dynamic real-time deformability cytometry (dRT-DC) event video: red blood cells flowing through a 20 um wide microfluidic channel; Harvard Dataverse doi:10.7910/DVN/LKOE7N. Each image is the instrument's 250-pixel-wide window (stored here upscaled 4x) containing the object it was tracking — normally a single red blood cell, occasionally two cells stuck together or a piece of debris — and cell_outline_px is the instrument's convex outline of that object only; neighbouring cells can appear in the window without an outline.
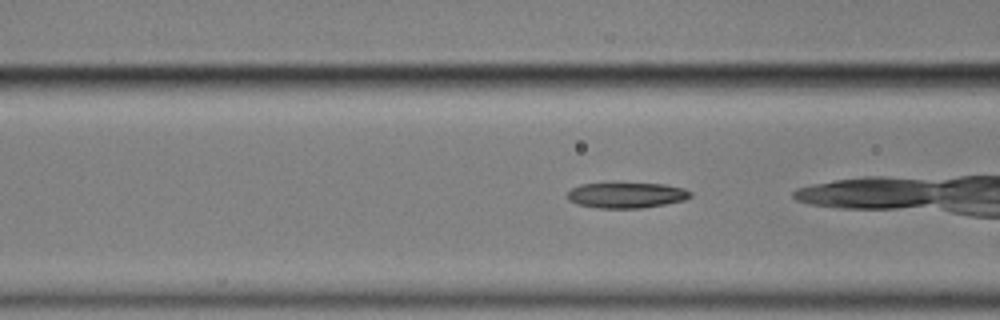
{"species": "common noctule bat (a hibernating species)", "species_latin": "Nyctalus noctula", "temperature_condition": "cold", "stored_images_in_passage": 36, "camera_frame_rate_fps": 3000, "um_per_image_px": 0.085, "animal": {"sex": "male", "body_mass_g": 17.9}, "frame": {"image": 1, "passage_image": 11, "time_ms": 3.333, "image_size_px": [1000, 320], "cell_outline_px": [[692, 196], [684, 200], [664, 204], [640, 208], [596, 208], [576, 204], [568, 200], [568, 192], [572, 188], [580, 184], [612, 180], [664, 184], [684, 188], [692, 192]], "centroid_in_image_um": [53.2, 16.53], "position_along_channel_um": 113.4, "area_um2": 19.36}}
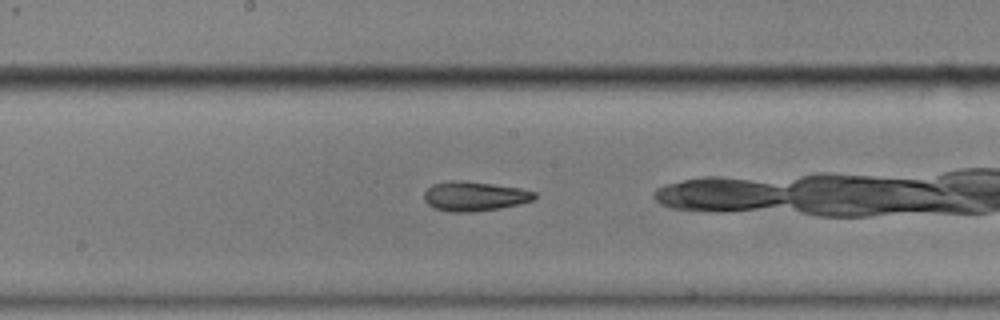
{"frame": {"image": 2, "passage_image": 19, "time_ms": 6.0, "image_size_px": [1000, 320], "cell_outline_px": [[536, 196], [532, 200], [520, 204], [500, 208], [472, 212], [452, 212], [432, 208], [424, 200], [424, 192], [432, 184], [448, 180], [460, 180], [492, 184], [520, 188], [536, 192]], "centroid_in_image_um": [40.3, 16.68], "position_along_channel_um": 207.9, "area_um2": 19.07}}
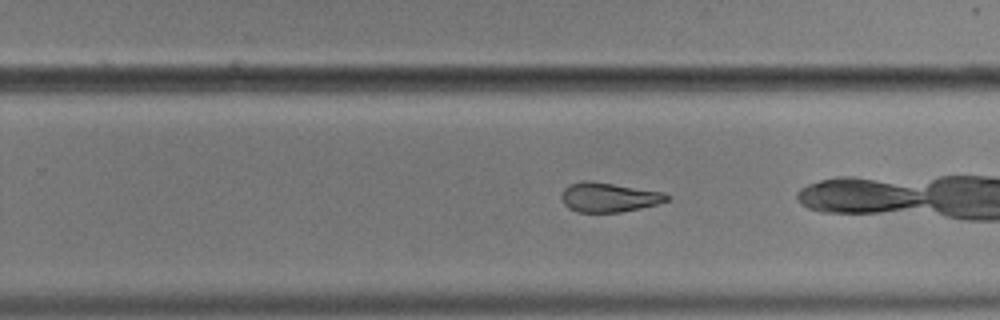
{"frame": {"image": 3, "passage_image": 25, "time_ms": 8.0, "image_size_px": [1000, 320], "cell_outline_px": [[668, 200], [656, 204], [640, 208], [620, 212], [576, 212], [568, 208], [560, 200], [560, 196], [564, 188], [572, 184], [584, 180], [588, 180], [664, 192], [668, 196]], "centroid_in_image_um": [51.69, 16.77], "position_along_channel_um": 278.1, "area_um2": 17.98}}